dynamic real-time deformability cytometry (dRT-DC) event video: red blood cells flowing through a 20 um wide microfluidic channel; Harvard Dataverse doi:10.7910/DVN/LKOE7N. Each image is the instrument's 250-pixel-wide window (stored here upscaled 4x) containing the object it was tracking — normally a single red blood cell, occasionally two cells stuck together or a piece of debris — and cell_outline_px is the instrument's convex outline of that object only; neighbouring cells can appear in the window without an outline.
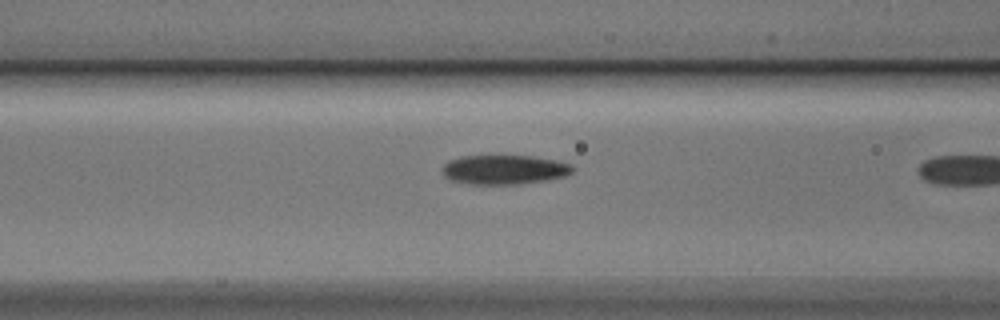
{"species": "Egyptian fruit bat (a non-hibernating species)", "species_latin": "Rousettus aegyptiacus", "temperature_condition": "cold", "stored_images_in_passage": 20, "camera_frame_rate_fps": 3000, "um_per_image_px": 0.085, "animal": {"sex": "male"}, "frame": {"image": 1, "passage_image": 19, "time_ms": 6.0, "image_size_px": [1000, 320], "cell_outline_px": [[572, 172], [564, 176], [548, 180], [516, 184], [472, 184], [452, 180], [444, 176], [444, 164], [448, 160], [460, 156], [532, 156], [556, 160], [572, 164]], "centroid_in_image_um": [42.87, 14.41], "position_along_channel_um": 123.7, "area_um2": 22.14}}